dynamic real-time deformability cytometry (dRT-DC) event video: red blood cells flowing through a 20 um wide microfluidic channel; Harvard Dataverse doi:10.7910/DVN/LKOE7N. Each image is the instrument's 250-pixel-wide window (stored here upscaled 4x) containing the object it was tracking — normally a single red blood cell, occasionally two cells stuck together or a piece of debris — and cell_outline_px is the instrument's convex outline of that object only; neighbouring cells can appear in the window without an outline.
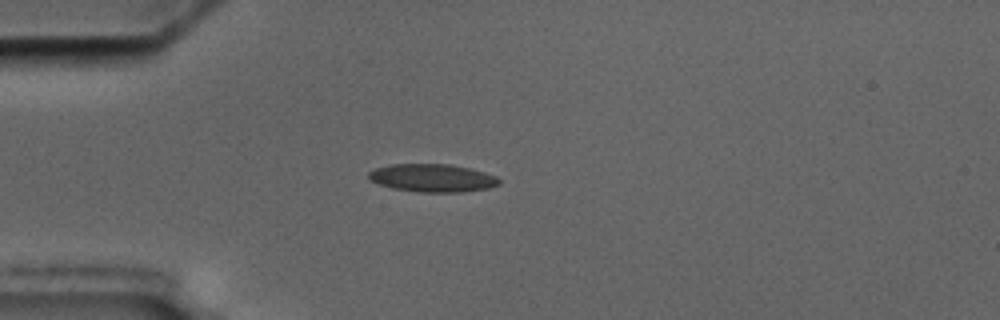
{"species": "common noctule bat (a hibernating species)", "species_latin": "Nyctalus noctula", "temperature_condition": "cold", "stored_images_in_passage": 1, "camera_frame_rate_fps": 3000, "um_per_image_px": 0.085, "animal": {"sex": "male", "body_mass_g": 17.5, "forearm_length_mm": 52.3}, "frame": {"image": 1, "passage_image": 1, "time_ms": 0.0, "image_size_px": [1000, 320], "cell_outline_px": [[500, 184], [488, 188], [460, 192], [420, 192], [392, 188], [380, 184], [372, 180], [368, 176], [368, 172], [376, 168], [392, 164], [452, 164], [484, 172], [496, 176], [500, 180]], "centroid_in_image_um": [36.77, 15.12], "position_along_channel_um": 48.2, "area_um2": 21.1}}